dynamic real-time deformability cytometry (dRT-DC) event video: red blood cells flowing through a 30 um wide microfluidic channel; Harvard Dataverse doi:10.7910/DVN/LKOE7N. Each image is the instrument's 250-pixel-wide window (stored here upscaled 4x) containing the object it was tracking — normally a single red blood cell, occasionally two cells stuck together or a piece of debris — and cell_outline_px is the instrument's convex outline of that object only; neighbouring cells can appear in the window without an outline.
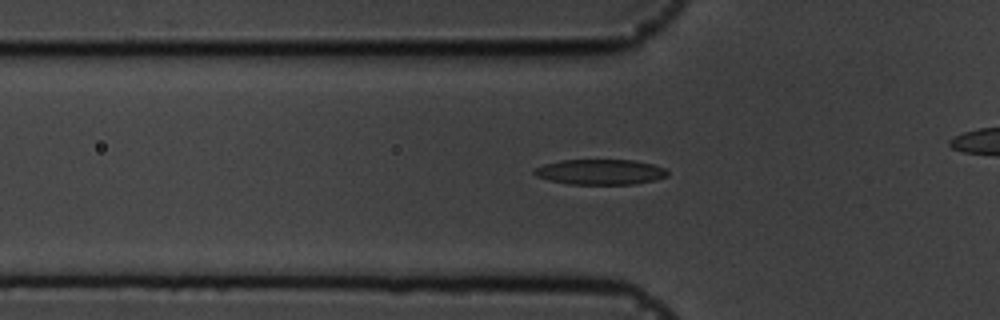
{"species": "common noctule bat (a hibernating species)", "species_latin": "Nyctalus noctula", "temperature_condition": "cold", "stored_images_in_passage": 46, "camera_frame_rate_fps": 3000, "um_per_image_px": 0.085, "animal": {"sex": "male", "body_mass_g": 19.5, "forearm_length_mm": 54.6}, "frame": {"image": 1, "passage_image": 18, "time_ms": 5.667, "image_size_px": [1000, 320], "cell_outline_px": [[668, 176], [656, 180], [636, 184], [568, 184], [548, 180], [536, 176], [532, 172], [532, 168], [544, 164], [560, 160], [636, 160], [652, 164], [664, 168], [668, 172]], "centroid_in_image_um": [51.0, 14.61], "position_along_channel_um": 74.8, "area_um2": 19.88}}
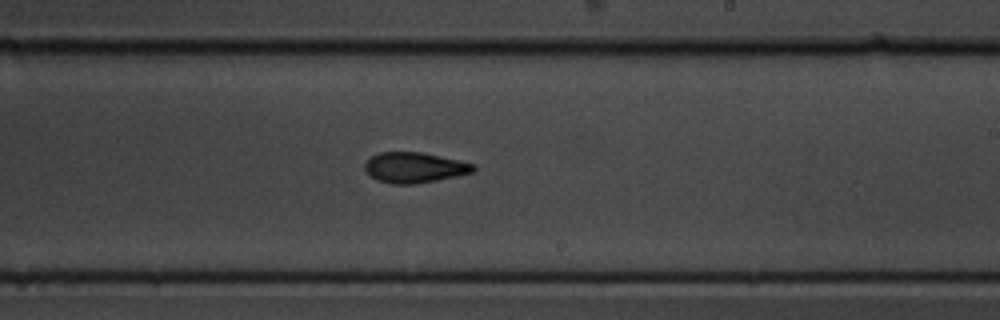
{"frame": {"image": 2, "passage_image": 33, "time_ms": 10.667, "image_size_px": [1000, 320], "cell_outline_px": [[476, 168], [472, 172], [456, 176], [436, 180], [412, 184], [392, 184], [376, 180], [364, 168], [364, 164], [372, 156], [380, 152], [420, 152], [440, 156], [476, 164]], "centroid_in_image_um": [35.23, 14.24], "position_along_channel_um": 253.8, "area_um2": 19.07}}
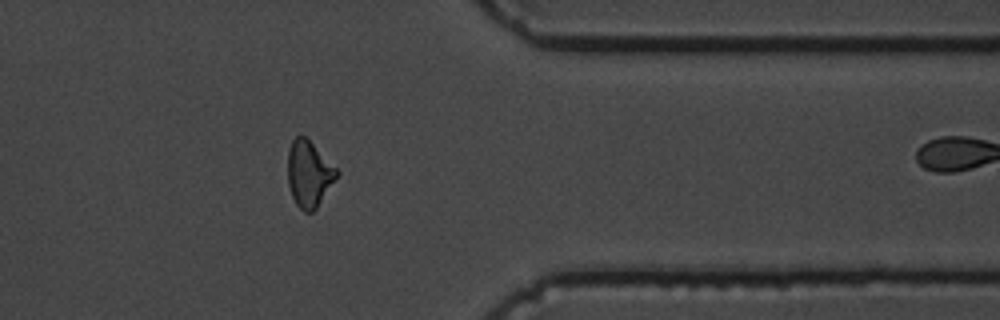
{"frame": {"image": 3, "passage_image": 45, "time_ms": 14.667, "image_size_px": [1000, 320], "cell_outline_px": [[340, 172], [316, 208], [312, 212], [304, 212], [296, 204], [292, 196], [288, 184], [288, 148], [292, 140], [296, 136], [304, 136]], "centroid_in_image_um": [26.24, 14.79], "position_along_channel_um": 385.2, "area_um2": 18.5}}